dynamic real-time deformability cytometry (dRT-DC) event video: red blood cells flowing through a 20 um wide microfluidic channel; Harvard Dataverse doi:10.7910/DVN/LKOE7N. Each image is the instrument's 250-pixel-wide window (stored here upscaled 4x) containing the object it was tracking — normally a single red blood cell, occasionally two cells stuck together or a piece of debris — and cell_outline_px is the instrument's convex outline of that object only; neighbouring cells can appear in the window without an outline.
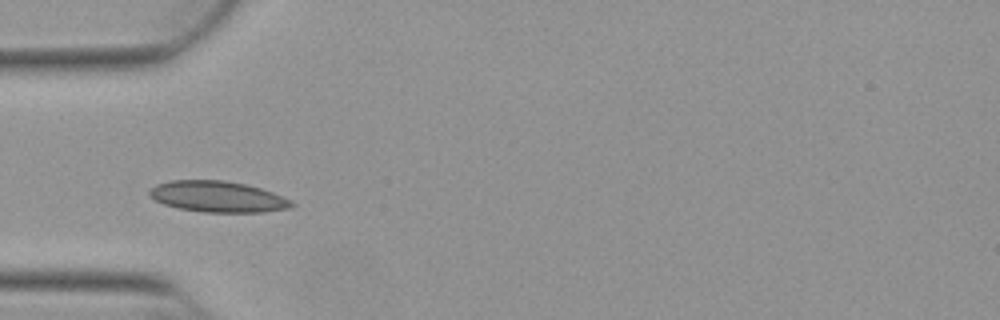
{"species": "Egyptian fruit bat (a non-hibernating species)", "species_latin": "Rousettus aegyptiacus", "temperature_condition": "warm", "stored_images_in_passage": 37, "camera_frame_rate_fps": 3000, "um_per_image_px": 0.085, "animal": {"sex": "female"}, "frame": {"image": 1, "passage_image": 1, "time_ms": 0.0, "image_size_px": [1000, 320], "cell_outline_px": [[296, 204], [292, 208], [264, 212], [204, 212], [176, 208], [164, 204], [156, 200], [148, 192], [156, 184], [172, 180], [224, 180], [244, 184], [260, 188], [272, 192], [292, 200]], "centroid_in_image_um": [18.55, 16.72], "position_along_channel_um": 66.5, "area_um2": 25.72}}
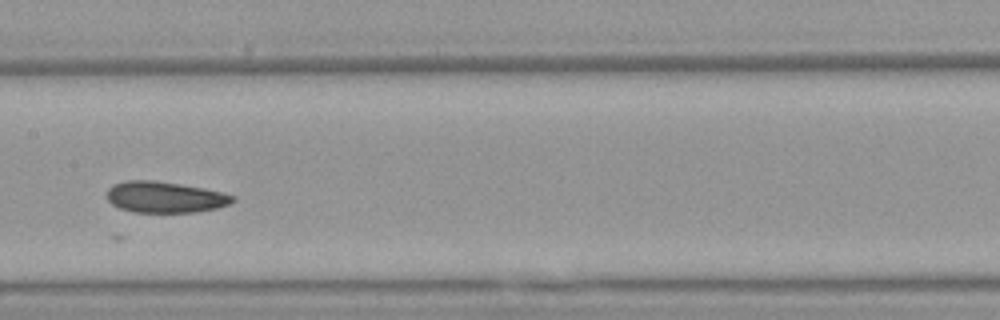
{"frame": {"image": 2, "passage_image": 11, "time_ms": 3.333, "image_size_px": [1000, 320], "cell_outline_px": [[236, 200], [228, 204], [216, 208], [196, 212], [132, 212], [120, 208], [112, 204], [108, 200], [108, 188], [112, 184], [124, 180], [152, 180], [180, 184], [204, 188], [236, 196]], "centroid_in_image_um": [14.0, 16.75], "position_along_channel_um": 193.4, "area_um2": 22.83}}
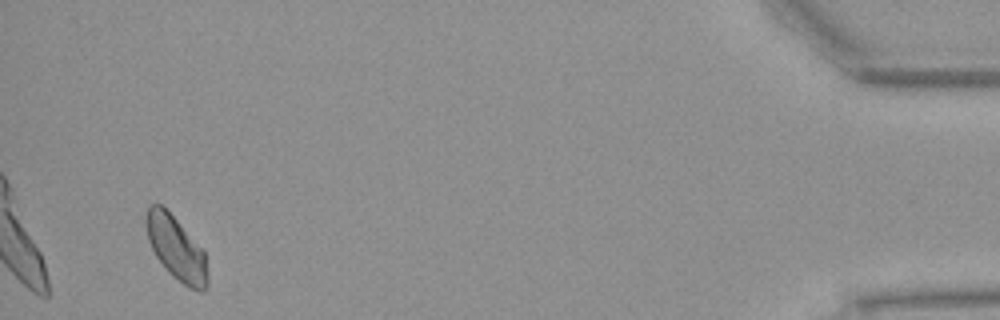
{"frame": {"image": 3, "passage_image": 35, "time_ms": 11.333, "image_size_px": [1000, 320], "cell_outline_px": [[208, 288], [204, 292], [200, 292], [188, 288], [172, 276], [168, 272], [156, 256], [148, 240], [144, 224], [144, 216], [148, 204], [160, 204], [176, 220], [204, 252], [208, 276]], "centroid_in_image_um": [14.95, 21.14], "position_along_channel_um": 420.3, "area_um2": 22.77}}